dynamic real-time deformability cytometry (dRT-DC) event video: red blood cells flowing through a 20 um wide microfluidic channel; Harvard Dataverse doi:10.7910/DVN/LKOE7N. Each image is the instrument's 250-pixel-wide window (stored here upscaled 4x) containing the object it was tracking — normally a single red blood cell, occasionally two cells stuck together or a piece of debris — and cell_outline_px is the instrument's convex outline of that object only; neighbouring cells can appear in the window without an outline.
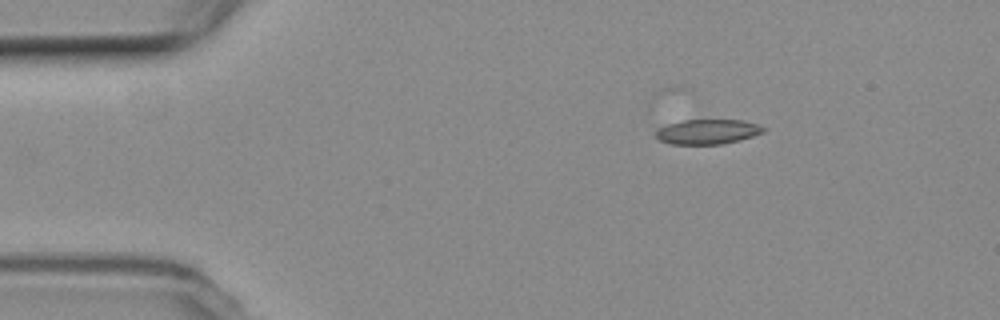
{"species": "common noctule bat (a hibernating species)", "species_latin": "Nyctalus noctula", "temperature_condition": "room temperature", "stored_images_in_passage": 4, "camera_frame_rate_fps": 3000, "um_per_image_px": 0.085, "animal": {"sex": "female", "body_mass_g": 19.3, "forearm_length_mm": 54.1}, "frame": {"image": 1, "passage_image": 1, "time_ms": 0.0, "image_size_px": [1000, 320], "cell_outline_px": [[768, 128], [764, 132], [740, 140], [720, 144], [672, 144], [660, 140], [656, 136], [656, 128], [668, 124], [684, 120], [744, 120]], "centroid_in_image_um": [60.16, 11.19], "position_along_channel_um": 24.8, "area_um2": 15.55}}